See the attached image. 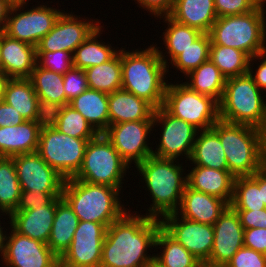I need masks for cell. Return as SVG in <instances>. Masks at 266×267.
<instances>
[{"label":"cell","mask_w":266,"mask_h":267,"mask_svg":"<svg viewBox=\"0 0 266 267\" xmlns=\"http://www.w3.org/2000/svg\"><path fill=\"white\" fill-rule=\"evenodd\" d=\"M184 78V83L195 92L212 97L218 103L221 100L226 78L210 60L200 64Z\"/></svg>","instance_id":"836d02e7"},{"label":"cell","mask_w":266,"mask_h":267,"mask_svg":"<svg viewBox=\"0 0 266 267\" xmlns=\"http://www.w3.org/2000/svg\"><path fill=\"white\" fill-rule=\"evenodd\" d=\"M10 3H12L13 5H16V4H21L23 2H27V1H31V0H8ZM33 2V0H32Z\"/></svg>","instance_id":"94428289"},{"label":"cell","mask_w":266,"mask_h":267,"mask_svg":"<svg viewBox=\"0 0 266 267\" xmlns=\"http://www.w3.org/2000/svg\"><path fill=\"white\" fill-rule=\"evenodd\" d=\"M156 128L160 129L161 133L160 138L157 137L159 142L155 145L153 156L176 160L186 159L185 163H187L199 130L188 122L172 116L163 107L154 111L153 131Z\"/></svg>","instance_id":"7c38bea8"},{"label":"cell","mask_w":266,"mask_h":267,"mask_svg":"<svg viewBox=\"0 0 266 267\" xmlns=\"http://www.w3.org/2000/svg\"><path fill=\"white\" fill-rule=\"evenodd\" d=\"M214 5L217 17L246 14L258 6L254 0H214Z\"/></svg>","instance_id":"f6af8a7d"},{"label":"cell","mask_w":266,"mask_h":267,"mask_svg":"<svg viewBox=\"0 0 266 267\" xmlns=\"http://www.w3.org/2000/svg\"><path fill=\"white\" fill-rule=\"evenodd\" d=\"M161 228L201 262H207L213 247V225L202 224L176 213L160 219Z\"/></svg>","instance_id":"9a60e30c"},{"label":"cell","mask_w":266,"mask_h":267,"mask_svg":"<svg viewBox=\"0 0 266 267\" xmlns=\"http://www.w3.org/2000/svg\"><path fill=\"white\" fill-rule=\"evenodd\" d=\"M13 4L8 0H0V32H3Z\"/></svg>","instance_id":"f5cc1de1"},{"label":"cell","mask_w":266,"mask_h":267,"mask_svg":"<svg viewBox=\"0 0 266 267\" xmlns=\"http://www.w3.org/2000/svg\"><path fill=\"white\" fill-rule=\"evenodd\" d=\"M1 71L9 78H30L37 64L36 47L0 32Z\"/></svg>","instance_id":"ffe728a7"},{"label":"cell","mask_w":266,"mask_h":267,"mask_svg":"<svg viewBox=\"0 0 266 267\" xmlns=\"http://www.w3.org/2000/svg\"><path fill=\"white\" fill-rule=\"evenodd\" d=\"M157 20H163L162 22L167 24L166 29L162 32L163 45L164 48L159 47L155 42V47L157 48L158 54L167 67V75H169V63H171L179 54L183 52L187 47L190 46L197 38H199L203 33L195 28L189 27L185 24H181L173 20L169 15H162L157 18ZM160 48V49H159ZM165 51V52H164ZM167 54V55H166ZM169 61V62H168Z\"/></svg>","instance_id":"4316f807"},{"label":"cell","mask_w":266,"mask_h":267,"mask_svg":"<svg viewBox=\"0 0 266 267\" xmlns=\"http://www.w3.org/2000/svg\"><path fill=\"white\" fill-rule=\"evenodd\" d=\"M81 16L76 15L75 12L67 13L64 10L53 28L40 40L36 46V51L63 50L73 54L75 49L101 25L100 19Z\"/></svg>","instance_id":"5bb4252c"},{"label":"cell","mask_w":266,"mask_h":267,"mask_svg":"<svg viewBox=\"0 0 266 267\" xmlns=\"http://www.w3.org/2000/svg\"><path fill=\"white\" fill-rule=\"evenodd\" d=\"M137 7L146 10L148 15L154 16V18L168 15L174 5V0H133Z\"/></svg>","instance_id":"681fc988"},{"label":"cell","mask_w":266,"mask_h":267,"mask_svg":"<svg viewBox=\"0 0 266 267\" xmlns=\"http://www.w3.org/2000/svg\"><path fill=\"white\" fill-rule=\"evenodd\" d=\"M56 213V198L35 209L14 211L10 215L9 226L21 235L48 243Z\"/></svg>","instance_id":"44dd1931"},{"label":"cell","mask_w":266,"mask_h":267,"mask_svg":"<svg viewBox=\"0 0 266 267\" xmlns=\"http://www.w3.org/2000/svg\"><path fill=\"white\" fill-rule=\"evenodd\" d=\"M88 87L111 94L122 87L121 48L109 61L84 70Z\"/></svg>","instance_id":"8d00e7d4"},{"label":"cell","mask_w":266,"mask_h":267,"mask_svg":"<svg viewBox=\"0 0 266 267\" xmlns=\"http://www.w3.org/2000/svg\"><path fill=\"white\" fill-rule=\"evenodd\" d=\"M210 45L211 38L209 33H203L170 63V68L180 71L184 78L200 64L209 60Z\"/></svg>","instance_id":"60d3db41"},{"label":"cell","mask_w":266,"mask_h":267,"mask_svg":"<svg viewBox=\"0 0 266 267\" xmlns=\"http://www.w3.org/2000/svg\"><path fill=\"white\" fill-rule=\"evenodd\" d=\"M66 105L87 90L88 82L84 70L72 67L63 75Z\"/></svg>","instance_id":"7bdbcfd3"},{"label":"cell","mask_w":266,"mask_h":267,"mask_svg":"<svg viewBox=\"0 0 266 267\" xmlns=\"http://www.w3.org/2000/svg\"><path fill=\"white\" fill-rule=\"evenodd\" d=\"M248 74L253 78L258 88L266 93V50L250 58Z\"/></svg>","instance_id":"7dc6e473"},{"label":"cell","mask_w":266,"mask_h":267,"mask_svg":"<svg viewBox=\"0 0 266 267\" xmlns=\"http://www.w3.org/2000/svg\"><path fill=\"white\" fill-rule=\"evenodd\" d=\"M266 7L242 15L218 17L209 32L211 45L239 49L250 58L266 50Z\"/></svg>","instance_id":"8992f818"},{"label":"cell","mask_w":266,"mask_h":267,"mask_svg":"<svg viewBox=\"0 0 266 267\" xmlns=\"http://www.w3.org/2000/svg\"><path fill=\"white\" fill-rule=\"evenodd\" d=\"M168 15L173 20L202 33H209L218 18L214 0H174L173 8Z\"/></svg>","instance_id":"83f0119b"},{"label":"cell","mask_w":266,"mask_h":267,"mask_svg":"<svg viewBox=\"0 0 266 267\" xmlns=\"http://www.w3.org/2000/svg\"><path fill=\"white\" fill-rule=\"evenodd\" d=\"M256 2L257 5H261V6H266V0H254Z\"/></svg>","instance_id":"be15d7a7"},{"label":"cell","mask_w":266,"mask_h":267,"mask_svg":"<svg viewBox=\"0 0 266 267\" xmlns=\"http://www.w3.org/2000/svg\"><path fill=\"white\" fill-rule=\"evenodd\" d=\"M179 161L181 160L152 155L135 167L152 202L148 208L142 210H146V216L161 219L165 215L175 213L179 208L187 185L186 167Z\"/></svg>","instance_id":"7a4b0ae2"},{"label":"cell","mask_w":266,"mask_h":267,"mask_svg":"<svg viewBox=\"0 0 266 267\" xmlns=\"http://www.w3.org/2000/svg\"><path fill=\"white\" fill-rule=\"evenodd\" d=\"M228 206L221 198L193 190L186 185L175 213L195 222L213 225Z\"/></svg>","instance_id":"7402d4cb"},{"label":"cell","mask_w":266,"mask_h":267,"mask_svg":"<svg viewBox=\"0 0 266 267\" xmlns=\"http://www.w3.org/2000/svg\"><path fill=\"white\" fill-rule=\"evenodd\" d=\"M244 229L265 228L266 208L262 210H235Z\"/></svg>","instance_id":"c3c4849f"},{"label":"cell","mask_w":266,"mask_h":267,"mask_svg":"<svg viewBox=\"0 0 266 267\" xmlns=\"http://www.w3.org/2000/svg\"><path fill=\"white\" fill-rule=\"evenodd\" d=\"M2 213V214H1ZM1 215L2 216H5L4 217V219H10V215H8V214H6V213H3V212H0V218H2V220H4L3 219V217H1ZM7 216V217H6ZM2 222H1V220H0V256H1V259H3V256H4V253H5V245H6V237H7V233H8V227H7V229L5 228V226L3 227L2 226ZM2 226V227H1ZM5 228V229H4ZM4 229V230H3ZM7 231V232H6Z\"/></svg>","instance_id":"db71d44e"},{"label":"cell","mask_w":266,"mask_h":267,"mask_svg":"<svg viewBox=\"0 0 266 267\" xmlns=\"http://www.w3.org/2000/svg\"><path fill=\"white\" fill-rule=\"evenodd\" d=\"M37 3L27 8L29 1L13 5L3 30L10 38L37 46L40 40L53 28L64 10L47 3ZM26 9V10H25Z\"/></svg>","instance_id":"8fae6325"},{"label":"cell","mask_w":266,"mask_h":267,"mask_svg":"<svg viewBox=\"0 0 266 267\" xmlns=\"http://www.w3.org/2000/svg\"><path fill=\"white\" fill-rule=\"evenodd\" d=\"M47 120L0 127V156L13 157L38 150L40 130Z\"/></svg>","instance_id":"603a6c76"},{"label":"cell","mask_w":266,"mask_h":267,"mask_svg":"<svg viewBox=\"0 0 266 267\" xmlns=\"http://www.w3.org/2000/svg\"><path fill=\"white\" fill-rule=\"evenodd\" d=\"M79 219L63 197L56 198V213L48 247L60 258L70 247Z\"/></svg>","instance_id":"4dcf8cb0"},{"label":"cell","mask_w":266,"mask_h":267,"mask_svg":"<svg viewBox=\"0 0 266 267\" xmlns=\"http://www.w3.org/2000/svg\"><path fill=\"white\" fill-rule=\"evenodd\" d=\"M121 47L122 87L139 98L145 99L155 109L164 103L168 83L167 67L161 60L157 48L126 50Z\"/></svg>","instance_id":"3957f363"},{"label":"cell","mask_w":266,"mask_h":267,"mask_svg":"<svg viewBox=\"0 0 266 267\" xmlns=\"http://www.w3.org/2000/svg\"><path fill=\"white\" fill-rule=\"evenodd\" d=\"M181 81H168L162 107L199 131L212 128L219 120V103L212 97L195 92Z\"/></svg>","instance_id":"9c48e42d"},{"label":"cell","mask_w":266,"mask_h":267,"mask_svg":"<svg viewBox=\"0 0 266 267\" xmlns=\"http://www.w3.org/2000/svg\"><path fill=\"white\" fill-rule=\"evenodd\" d=\"M123 192L109 185L93 184L74 178L65 180L62 197L72 207L79 221L103 224L106 228L128 209ZM126 206V207H125Z\"/></svg>","instance_id":"277c9868"},{"label":"cell","mask_w":266,"mask_h":267,"mask_svg":"<svg viewBox=\"0 0 266 267\" xmlns=\"http://www.w3.org/2000/svg\"><path fill=\"white\" fill-rule=\"evenodd\" d=\"M29 79L47 115L54 109L66 105L62 74L44 69L36 64Z\"/></svg>","instance_id":"f1b7e54d"},{"label":"cell","mask_w":266,"mask_h":267,"mask_svg":"<svg viewBox=\"0 0 266 267\" xmlns=\"http://www.w3.org/2000/svg\"><path fill=\"white\" fill-rule=\"evenodd\" d=\"M212 128L220 138L228 171L232 175L252 176L265 165L261 129L245 124L228 123L220 119Z\"/></svg>","instance_id":"5b68a950"},{"label":"cell","mask_w":266,"mask_h":267,"mask_svg":"<svg viewBox=\"0 0 266 267\" xmlns=\"http://www.w3.org/2000/svg\"><path fill=\"white\" fill-rule=\"evenodd\" d=\"M157 249H160L159 253ZM154 251L157 252L154 253V259L164 267H199L201 263L199 259L171 238L162 228L156 235Z\"/></svg>","instance_id":"d590c367"},{"label":"cell","mask_w":266,"mask_h":267,"mask_svg":"<svg viewBox=\"0 0 266 267\" xmlns=\"http://www.w3.org/2000/svg\"><path fill=\"white\" fill-rule=\"evenodd\" d=\"M261 131H262L263 161L264 164L266 165V121Z\"/></svg>","instance_id":"6f0895ef"},{"label":"cell","mask_w":266,"mask_h":267,"mask_svg":"<svg viewBox=\"0 0 266 267\" xmlns=\"http://www.w3.org/2000/svg\"><path fill=\"white\" fill-rule=\"evenodd\" d=\"M13 160L21 190L63 192L66 179L50 167L37 151L15 155Z\"/></svg>","instance_id":"ac0fdd59"},{"label":"cell","mask_w":266,"mask_h":267,"mask_svg":"<svg viewBox=\"0 0 266 267\" xmlns=\"http://www.w3.org/2000/svg\"><path fill=\"white\" fill-rule=\"evenodd\" d=\"M130 166L122 159L110 140L99 133L88 141L82 165L74 179L93 184L109 185L121 192ZM128 170V171H127Z\"/></svg>","instance_id":"ba28073f"},{"label":"cell","mask_w":266,"mask_h":267,"mask_svg":"<svg viewBox=\"0 0 266 267\" xmlns=\"http://www.w3.org/2000/svg\"><path fill=\"white\" fill-rule=\"evenodd\" d=\"M225 267H266V254L243 246Z\"/></svg>","instance_id":"ee69618b"},{"label":"cell","mask_w":266,"mask_h":267,"mask_svg":"<svg viewBox=\"0 0 266 267\" xmlns=\"http://www.w3.org/2000/svg\"><path fill=\"white\" fill-rule=\"evenodd\" d=\"M189 163L190 166L228 170L223 146L213 128L198 131Z\"/></svg>","instance_id":"f546056e"},{"label":"cell","mask_w":266,"mask_h":267,"mask_svg":"<svg viewBox=\"0 0 266 267\" xmlns=\"http://www.w3.org/2000/svg\"><path fill=\"white\" fill-rule=\"evenodd\" d=\"M188 166L187 186L226 201L229 205L233 198L235 176L228 170H217L202 166Z\"/></svg>","instance_id":"cb8c5ba5"},{"label":"cell","mask_w":266,"mask_h":267,"mask_svg":"<svg viewBox=\"0 0 266 267\" xmlns=\"http://www.w3.org/2000/svg\"><path fill=\"white\" fill-rule=\"evenodd\" d=\"M21 187L13 157L0 156V212L11 215L17 208Z\"/></svg>","instance_id":"f35d334b"},{"label":"cell","mask_w":266,"mask_h":267,"mask_svg":"<svg viewBox=\"0 0 266 267\" xmlns=\"http://www.w3.org/2000/svg\"><path fill=\"white\" fill-rule=\"evenodd\" d=\"M37 64L44 69L64 75L73 67L72 53L63 50L37 52Z\"/></svg>","instance_id":"b9f144b4"},{"label":"cell","mask_w":266,"mask_h":267,"mask_svg":"<svg viewBox=\"0 0 266 267\" xmlns=\"http://www.w3.org/2000/svg\"><path fill=\"white\" fill-rule=\"evenodd\" d=\"M104 26L100 25L85 41L73 52V67L85 70L111 60L119 51V47L105 43L101 39ZM99 38V40H98ZM103 41V42H102ZM115 47V48H114Z\"/></svg>","instance_id":"1f68e13d"},{"label":"cell","mask_w":266,"mask_h":267,"mask_svg":"<svg viewBox=\"0 0 266 267\" xmlns=\"http://www.w3.org/2000/svg\"><path fill=\"white\" fill-rule=\"evenodd\" d=\"M109 125L153 120L155 108L145 99L123 89L108 94Z\"/></svg>","instance_id":"484cf974"},{"label":"cell","mask_w":266,"mask_h":267,"mask_svg":"<svg viewBox=\"0 0 266 267\" xmlns=\"http://www.w3.org/2000/svg\"><path fill=\"white\" fill-rule=\"evenodd\" d=\"M244 246L266 254V229H244Z\"/></svg>","instance_id":"f907efd6"},{"label":"cell","mask_w":266,"mask_h":267,"mask_svg":"<svg viewBox=\"0 0 266 267\" xmlns=\"http://www.w3.org/2000/svg\"><path fill=\"white\" fill-rule=\"evenodd\" d=\"M9 230L5 253L3 259H0L2 266L51 267L59 260L47 244L19 234L11 226Z\"/></svg>","instance_id":"e0dca14e"},{"label":"cell","mask_w":266,"mask_h":267,"mask_svg":"<svg viewBox=\"0 0 266 267\" xmlns=\"http://www.w3.org/2000/svg\"><path fill=\"white\" fill-rule=\"evenodd\" d=\"M199 267H225V265H213L207 262H201Z\"/></svg>","instance_id":"91938a15"},{"label":"cell","mask_w":266,"mask_h":267,"mask_svg":"<svg viewBox=\"0 0 266 267\" xmlns=\"http://www.w3.org/2000/svg\"><path fill=\"white\" fill-rule=\"evenodd\" d=\"M3 101L14 107L26 121L47 120L39 98L29 78L8 79Z\"/></svg>","instance_id":"d4e9b609"},{"label":"cell","mask_w":266,"mask_h":267,"mask_svg":"<svg viewBox=\"0 0 266 267\" xmlns=\"http://www.w3.org/2000/svg\"><path fill=\"white\" fill-rule=\"evenodd\" d=\"M128 207L106 229L100 267H145L154 259L152 250L161 228L160 219L146 216L142 211L139 214V211L130 210V205Z\"/></svg>","instance_id":"6da1fadb"},{"label":"cell","mask_w":266,"mask_h":267,"mask_svg":"<svg viewBox=\"0 0 266 267\" xmlns=\"http://www.w3.org/2000/svg\"><path fill=\"white\" fill-rule=\"evenodd\" d=\"M247 73L226 79L219 101V119L262 129L266 121V94Z\"/></svg>","instance_id":"52a82bcc"},{"label":"cell","mask_w":266,"mask_h":267,"mask_svg":"<svg viewBox=\"0 0 266 267\" xmlns=\"http://www.w3.org/2000/svg\"><path fill=\"white\" fill-rule=\"evenodd\" d=\"M209 60L228 79L248 73L250 57L243 51L221 45H210Z\"/></svg>","instance_id":"74e56055"},{"label":"cell","mask_w":266,"mask_h":267,"mask_svg":"<svg viewBox=\"0 0 266 267\" xmlns=\"http://www.w3.org/2000/svg\"><path fill=\"white\" fill-rule=\"evenodd\" d=\"M213 229V247L207 263L226 265L244 246V228L238 213L229 205L213 224Z\"/></svg>","instance_id":"d6986e66"},{"label":"cell","mask_w":266,"mask_h":267,"mask_svg":"<svg viewBox=\"0 0 266 267\" xmlns=\"http://www.w3.org/2000/svg\"><path fill=\"white\" fill-rule=\"evenodd\" d=\"M106 229L100 223L79 221L70 247L59 259L67 267H100Z\"/></svg>","instance_id":"2e32d148"},{"label":"cell","mask_w":266,"mask_h":267,"mask_svg":"<svg viewBox=\"0 0 266 267\" xmlns=\"http://www.w3.org/2000/svg\"><path fill=\"white\" fill-rule=\"evenodd\" d=\"M230 206L234 210H262L266 206L259 189V170L252 176L235 177L233 198Z\"/></svg>","instance_id":"ab89813d"},{"label":"cell","mask_w":266,"mask_h":267,"mask_svg":"<svg viewBox=\"0 0 266 267\" xmlns=\"http://www.w3.org/2000/svg\"><path fill=\"white\" fill-rule=\"evenodd\" d=\"M152 133L153 120H141L109 125L103 134L133 171L132 167L153 155L154 146L149 140Z\"/></svg>","instance_id":"4fadbf2b"},{"label":"cell","mask_w":266,"mask_h":267,"mask_svg":"<svg viewBox=\"0 0 266 267\" xmlns=\"http://www.w3.org/2000/svg\"><path fill=\"white\" fill-rule=\"evenodd\" d=\"M145 267H164L155 259L151 260Z\"/></svg>","instance_id":"680465c9"},{"label":"cell","mask_w":266,"mask_h":267,"mask_svg":"<svg viewBox=\"0 0 266 267\" xmlns=\"http://www.w3.org/2000/svg\"><path fill=\"white\" fill-rule=\"evenodd\" d=\"M98 133L109 127L108 94L88 88L69 102Z\"/></svg>","instance_id":"d6a6232c"},{"label":"cell","mask_w":266,"mask_h":267,"mask_svg":"<svg viewBox=\"0 0 266 267\" xmlns=\"http://www.w3.org/2000/svg\"><path fill=\"white\" fill-rule=\"evenodd\" d=\"M62 197V192H31L21 190L19 204L15 211L35 209L46 205L52 198Z\"/></svg>","instance_id":"bcb514c9"},{"label":"cell","mask_w":266,"mask_h":267,"mask_svg":"<svg viewBox=\"0 0 266 267\" xmlns=\"http://www.w3.org/2000/svg\"><path fill=\"white\" fill-rule=\"evenodd\" d=\"M259 189H261L262 201L266 206V165L259 169Z\"/></svg>","instance_id":"11a10c76"},{"label":"cell","mask_w":266,"mask_h":267,"mask_svg":"<svg viewBox=\"0 0 266 267\" xmlns=\"http://www.w3.org/2000/svg\"><path fill=\"white\" fill-rule=\"evenodd\" d=\"M51 267H67L60 259Z\"/></svg>","instance_id":"6125c7cd"},{"label":"cell","mask_w":266,"mask_h":267,"mask_svg":"<svg viewBox=\"0 0 266 267\" xmlns=\"http://www.w3.org/2000/svg\"><path fill=\"white\" fill-rule=\"evenodd\" d=\"M47 120L58 131L75 138L92 139L99 134L84 116L69 104L54 109L47 115Z\"/></svg>","instance_id":"e575fe53"},{"label":"cell","mask_w":266,"mask_h":267,"mask_svg":"<svg viewBox=\"0 0 266 267\" xmlns=\"http://www.w3.org/2000/svg\"><path fill=\"white\" fill-rule=\"evenodd\" d=\"M26 121L11 105L0 101V127L19 125Z\"/></svg>","instance_id":"816d5d0a"},{"label":"cell","mask_w":266,"mask_h":267,"mask_svg":"<svg viewBox=\"0 0 266 267\" xmlns=\"http://www.w3.org/2000/svg\"><path fill=\"white\" fill-rule=\"evenodd\" d=\"M89 140L66 135L47 120L40 130L37 152L64 179H69L78 173Z\"/></svg>","instance_id":"30bf717a"},{"label":"cell","mask_w":266,"mask_h":267,"mask_svg":"<svg viewBox=\"0 0 266 267\" xmlns=\"http://www.w3.org/2000/svg\"><path fill=\"white\" fill-rule=\"evenodd\" d=\"M9 78L0 71V101L3 100L4 87Z\"/></svg>","instance_id":"9f6ffc18"}]
</instances>
